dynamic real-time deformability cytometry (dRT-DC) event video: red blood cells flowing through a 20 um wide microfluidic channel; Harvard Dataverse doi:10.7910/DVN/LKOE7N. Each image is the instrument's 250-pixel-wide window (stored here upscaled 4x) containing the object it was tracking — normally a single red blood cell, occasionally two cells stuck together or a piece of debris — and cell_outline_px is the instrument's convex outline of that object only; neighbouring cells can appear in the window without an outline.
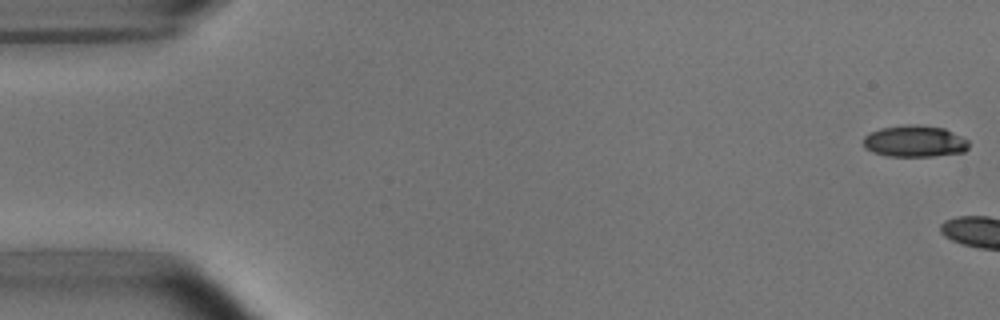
{"species": "common noctule bat (a hibernating species)", "species_latin": "Nyctalus noctula", "temperature_condition": "room temperature", "stored_images_in_passage": 5, "camera_frame_rate_fps": 3000, "um_per_image_px": 0.085, "animal": {"sex": "male", "body_mass_g": 15.6}, "frame": {"image": 1, "passage_image": 1, "time_ms": 0.0, "image_size_px": [1000, 320], "cell_outline_px": [[968, 148], [964, 152], [932, 156], [888, 156], [872, 152], [864, 148], [864, 136], [880, 128], [904, 124], [916, 124], [944, 128], [968, 140]], "centroid_in_image_um": [77.73, 12.0], "position_along_channel_um": 7.3, "area_um2": 19.42}}